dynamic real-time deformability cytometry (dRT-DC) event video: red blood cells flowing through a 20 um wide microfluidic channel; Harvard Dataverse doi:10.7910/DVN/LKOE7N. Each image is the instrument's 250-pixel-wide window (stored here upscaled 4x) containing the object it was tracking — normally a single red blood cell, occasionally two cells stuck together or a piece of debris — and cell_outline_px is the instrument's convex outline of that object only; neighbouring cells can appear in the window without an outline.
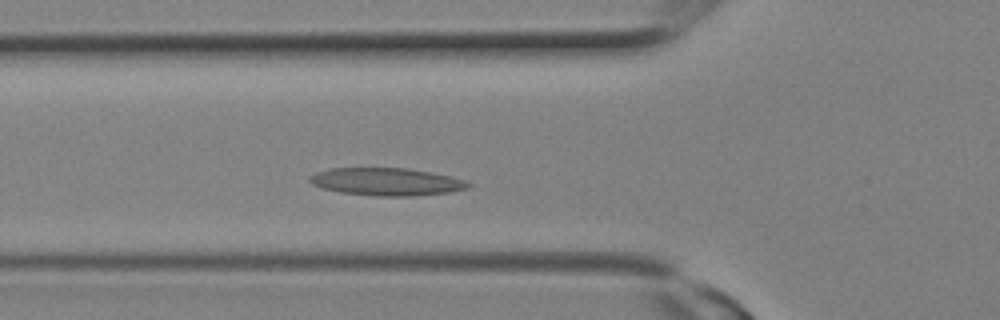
{"species": "Egyptian fruit bat (a non-hibernating species)", "species_latin": "Rousettus aegyptiacus", "temperature_condition": "room temperature", "stored_images_in_passage": 6, "camera_frame_rate_fps": 3000, "um_per_image_px": 0.085, "animal": {"sex": "female"}, "frame": {"image": 1, "passage_image": 6, "time_ms": 1.667, "image_size_px": [1000, 320], "cell_outline_px": [[472, 184], [468, 188], [448, 192], [416, 196], [376, 196], [340, 192], [324, 188], [312, 184], [308, 180], [308, 176], [316, 172], [328, 168], [408, 168], [432, 172], [452, 176], [464, 180]], "centroid_in_image_um": [32.85, 15.44], "position_along_channel_um": 92.9, "area_um2": 25.66}}